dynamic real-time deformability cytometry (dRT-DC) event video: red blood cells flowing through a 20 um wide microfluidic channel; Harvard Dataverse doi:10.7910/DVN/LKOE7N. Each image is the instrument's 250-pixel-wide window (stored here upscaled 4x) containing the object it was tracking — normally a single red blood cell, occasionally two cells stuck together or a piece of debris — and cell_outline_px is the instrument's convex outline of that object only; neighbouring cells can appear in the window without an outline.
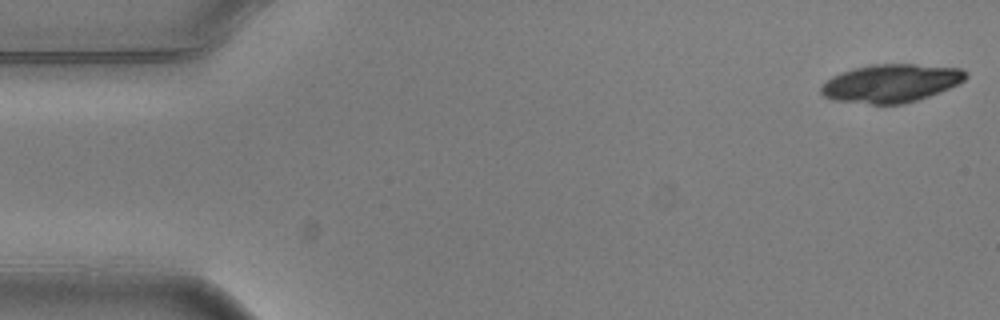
{"species": "common noctule bat (a hibernating species)", "species_latin": "Nyctalus noctula", "temperature_condition": "warm", "stored_images_in_passage": 5, "camera_frame_rate_fps": 3000, "um_per_image_px": 0.085, "animal": {"sex": "male", "body_mass_g": 20.5, "forearm_length_mm": 52.5}, "frame": {"image": 1, "passage_image": 1, "time_ms": 0.0, "image_size_px": [1000, 320], "cell_outline_px": [[968, 76], [960, 84], [940, 92], [904, 104], [872, 104], [832, 100], [824, 96], [820, 92], [820, 84], [832, 76], [840, 72], [872, 64], [916, 64], [960, 68], [968, 72]], "centroid_in_image_um": [75.73, 7.07], "position_along_channel_um": 9.3, "area_um2": 32.43}}